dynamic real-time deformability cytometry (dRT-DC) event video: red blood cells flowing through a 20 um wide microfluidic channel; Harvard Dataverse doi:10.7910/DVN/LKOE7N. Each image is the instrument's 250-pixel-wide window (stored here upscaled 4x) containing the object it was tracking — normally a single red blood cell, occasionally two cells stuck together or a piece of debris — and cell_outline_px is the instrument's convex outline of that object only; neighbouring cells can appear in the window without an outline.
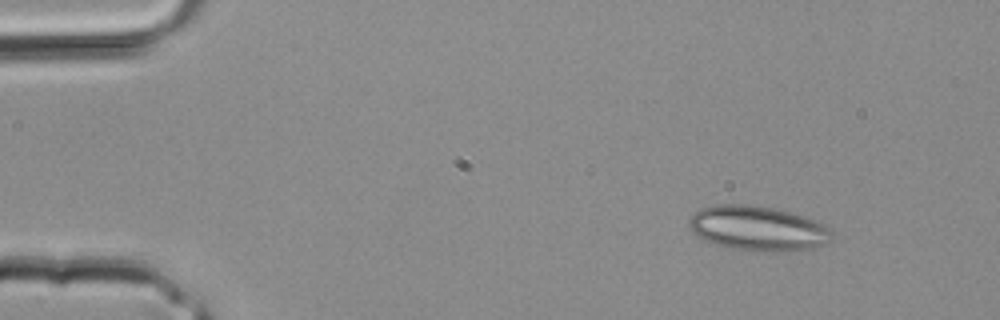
{"species": "common noctule bat (a hibernating species)", "species_latin": "Nyctalus noctula", "temperature_condition": "room temperature", "stored_images_in_passage": 3, "camera_frame_rate_fps": 3000, "um_per_image_px": 0.085, "animal": {"sex": "male", "body_mass_g": 20.4}, "frame": {"image": 1, "passage_image": 1, "time_ms": 0.0, "image_size_px": [1000, 320], "cell_outline_px": [[832, 240], [828, 244], [812, 248], [784, 252], [760, 252], [732, 248], [712, 244], [696, 236], [692, 232], [688, 224], [688, 220], [700, 208], [720, 204], [744, 204], [772, 208], [804, 216], [816, 220], [832, 228]], "centroid_in_image_um": [64.44, 19.43], "position_along_channel_um": 20.6, "area_um2": 37.74}}